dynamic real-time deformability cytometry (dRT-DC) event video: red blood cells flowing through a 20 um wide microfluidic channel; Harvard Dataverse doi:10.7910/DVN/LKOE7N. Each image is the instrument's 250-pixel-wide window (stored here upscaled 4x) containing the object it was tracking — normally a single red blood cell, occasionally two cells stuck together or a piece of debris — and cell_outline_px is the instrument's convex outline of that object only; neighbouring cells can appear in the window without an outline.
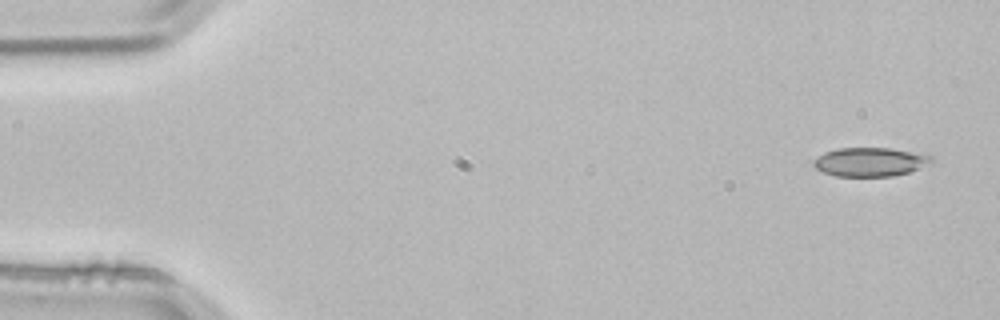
{"species": "common noctule bat (a hibernating species)", "species_latin": "Nyctalus noctula", "temperature_condition": "room temperature", "stored_images_in_passage": 3, "camera_frame_rate_fps": 3000, "um_per_image_px": 0.085, "animal": {"sex": "male", "body_mass_g": 21.5, "forearm_length_mm": 52.0}, "frame": {"image": 1, "passage_image": 1, "time_ms": 0.0, "image_size_px": [1000, 320], "cell_outline_px": [[936, 160], [932, 164], [908, 172], [892, 176], [836, 176], [824, 172], [816, 168], [812, 164], [812, 160], [824, 152], [840, 148], [892, 148], [920, 152], [932, 156]], "centroid_in_image_um": [74.02, 13.75], "position_along_channel_um": 11.0, "area_um2": 20.11}}